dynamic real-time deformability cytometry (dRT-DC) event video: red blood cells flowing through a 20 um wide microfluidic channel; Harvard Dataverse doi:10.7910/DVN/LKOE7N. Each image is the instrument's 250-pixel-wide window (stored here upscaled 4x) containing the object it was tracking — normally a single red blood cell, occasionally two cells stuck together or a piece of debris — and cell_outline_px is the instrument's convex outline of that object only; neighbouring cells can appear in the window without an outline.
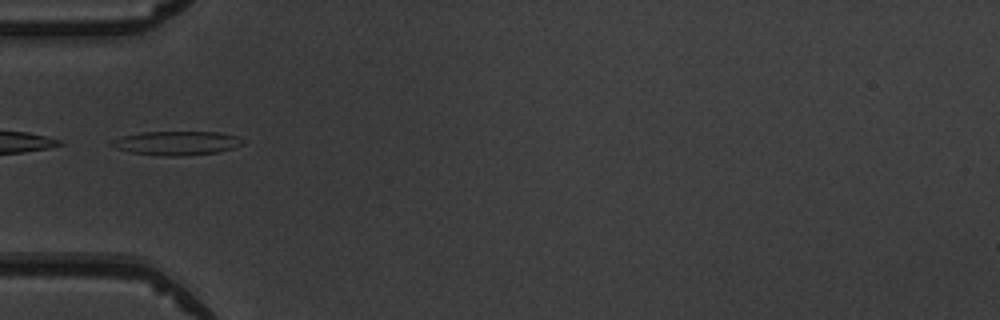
{"species": "common noctule bat (a hibernating species)", "species_latin": "Nyctalus noctula", "temperature_condition": "warm", "stored_images_in_passage": 5, "camera_frame_rate_fps": 3000, "um_per_image_px": 0.085, "animal": {"sex": "male", "body_mass_g": 19.5, "forearm_length_mm": 54.6}, "frame": {"image": 1, "passage_image": 4, "time_ms": 4.333, "image_size_px": [1000, 320], "cell_outline_px": [[244, 144], [232, 148], [216, 152], [184, 156], [160, 156], [128, 152], [116, 148], [108, 144], [112, 140], [120, 136], [140, 132], [220, 132], [240, 136], [244, 140]], "centroid_in_image_um": [14.99, 12.16], "position_along_channel_um": 70.0, "area_um2": 18.61}}
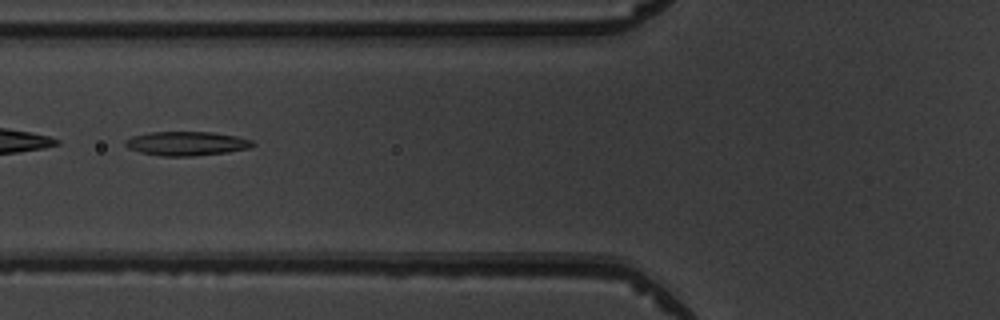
{"frame": {"image": 2, "passage_image": 5, "time_ms": 5.333, "image_size_px": [1000, 320], "cell_outline_px": [[256, 144], [252, 148], [228, 152], [192, 156], [160, 156], [140, 152], [128, 148], [124, 144], [124, 140], [132, 136], [148, 132], [212, 132], [236, 136], [252, 140]], "centroid_in_image_um": [15.86, 12.2], "position_along_channel_um": 109.9, "area_um2": 18.03}}